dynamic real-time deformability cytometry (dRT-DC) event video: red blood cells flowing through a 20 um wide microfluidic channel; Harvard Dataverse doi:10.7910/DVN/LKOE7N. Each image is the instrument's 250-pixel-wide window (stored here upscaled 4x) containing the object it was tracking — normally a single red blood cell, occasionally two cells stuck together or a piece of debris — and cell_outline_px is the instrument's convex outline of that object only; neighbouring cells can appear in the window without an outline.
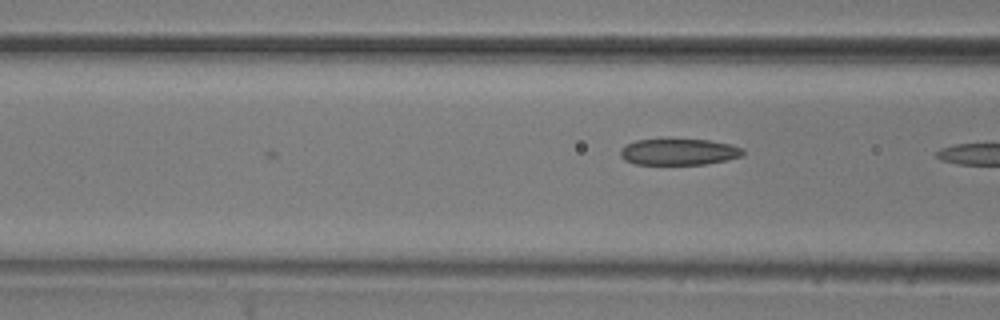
{"species": "common noctule bat (a hibernating species)", "species_latin": "Nyctalus noctula", "temperature_condition": "room temperature", "stored_images_in_passage": 9, "camera_frame_rate_fps": 3000, "um_per_image_px": 0.085, "animal": {"sex": "male", "body_mass_g": 20.5, "forearm_length_mm": 52.5}, "frame": {"image": 1, "passage_image": 9, "time_ms": 2.667, "image_size_px": [1000, 320], "cell_outline_px": [[744, 152], [740, 156], [724, 160], [704, 164], [636, 164], [624, 160], [620, 156], [620, 148], [636, 140], [708, 140], [728, 144], [744, 148]], "centroid_in_image_um": [57.66, 12.92], "position_along_channel_um": 108.9, "area_um2": 18.44}}